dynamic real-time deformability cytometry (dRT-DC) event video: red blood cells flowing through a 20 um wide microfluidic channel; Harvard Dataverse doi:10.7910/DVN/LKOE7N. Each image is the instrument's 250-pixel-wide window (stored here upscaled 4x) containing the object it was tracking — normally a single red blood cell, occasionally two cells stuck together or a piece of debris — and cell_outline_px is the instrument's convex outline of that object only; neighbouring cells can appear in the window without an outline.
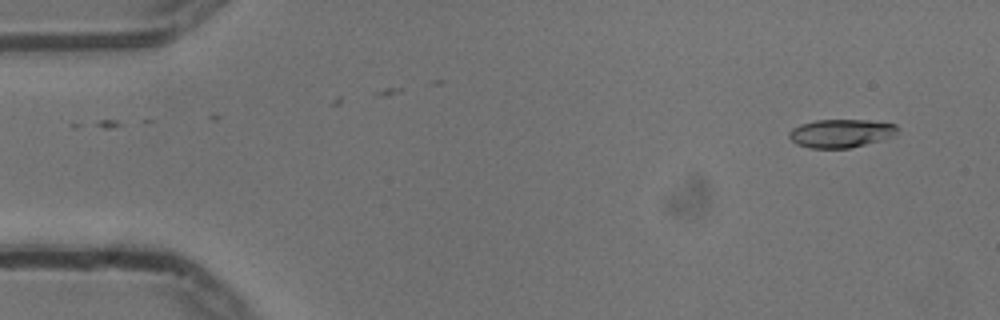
{"species": "common noctule bat (a hibernating species)", "species_latin": "Nyctalus noctula", "temperature_condition": "cold", "stored_images_in_passage": 54, "camera_frame_rate_fps": 3000, "um_per_image_px": 0.085, "animal": {"sex": "male", "body_mass_g": 13.3}, "frame": {"image": 1, "passage_image": 3, "time_ms": 0.667, "image_size_px": [1000, 320], "cell_outline_px": [[896, 136], [848, 148], [808, 148], [796, 144], [788, 136], [788, 132], [792, 128], [800, 124], [816, 120], [864, 120], [896, 124]], "centroid_in_image_um": [71.43, 11.33], "position_along_channel_um": 13.6, "area_um2": 17.8}}
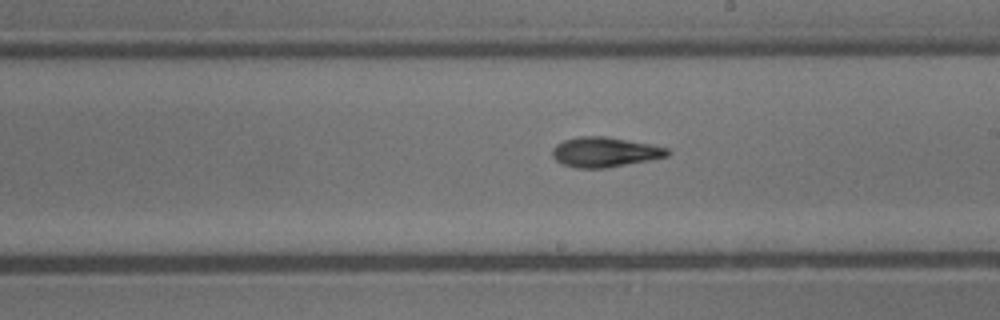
{"frame": {"image": 2, "passage_image": 30, "time_ms": 9.667, "image_size_px": [1000, 320], "cell_outline_px": [[668, 156], [648, 160], [604, 168], [576, 168], [564, 164], [556, 160], [552, 156], [552, 148], [556, 144], [564, 140], [580, 136], [604, 136], [648, 144], [668, 148]], "centroid_in_image_um": [51.35, 12.92], "position_along_channel_um": 237.6, "area_um2": 19.71}}
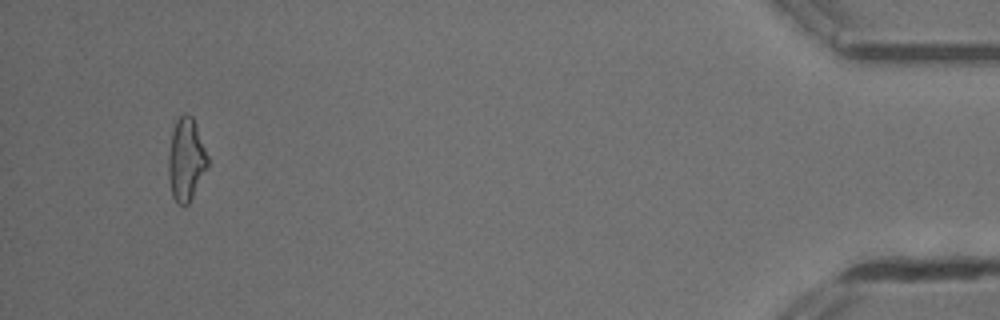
{"frame": {"image": 3, "passage_image": 51, "time_ms": 16.667, "image_size_px": [1000, 320], "cell_outline_px": [[208, 168], [188, 204], [184, 208], [176, 204], [172, 196], [168, 176], [168, 156], [172, 128], [176, 120], [184, 112], [192, 116], [196, 124], [208, 156]], "centroid_in_image_um": [15.8, 13.58], "position_along_channel_um": 419.4, "area_um2": 19.31}, "authors_computed_cell_mechanics": {"area_um2": 18.7272, "velocity_mm_per_s": 3.7426, "shape_relaxation_time_tau1_ms": 6.2849, "shape_relaxation_time_tau2_ms": null, "deformation_change_tau1": 0.2123, "deformation_change_tau2": null}}